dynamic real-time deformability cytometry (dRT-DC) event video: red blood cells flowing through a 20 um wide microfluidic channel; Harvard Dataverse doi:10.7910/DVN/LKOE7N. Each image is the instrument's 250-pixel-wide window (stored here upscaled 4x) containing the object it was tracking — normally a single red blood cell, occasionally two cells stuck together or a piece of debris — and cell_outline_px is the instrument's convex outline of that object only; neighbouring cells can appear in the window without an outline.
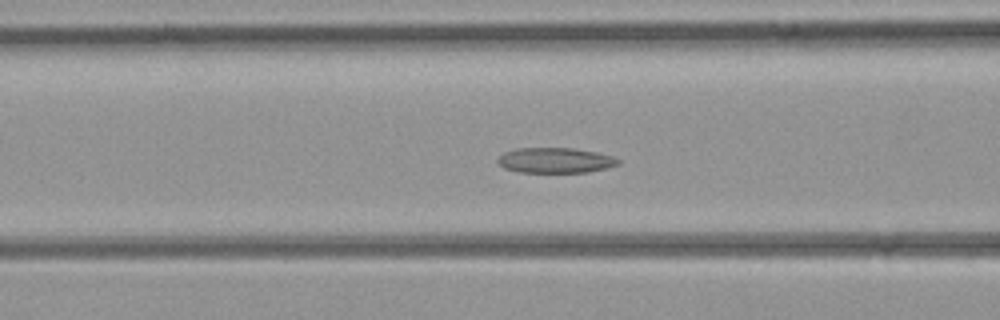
{"species": "common noctule bat (a hibernating species)", "species_latin": "Nyctalus noctula", "temperature_condition": "room temperature", "stored_images_in_passage": 43, "camera_frame_rate_fps": 3000, "um_per_image_px": 0.085, "animal": {"sex": "female", "body_mass_g": 21.9}, "frame": {"image": 1, "passage_image": 17, "time_ms": 5.333, "image_size_px": [1000, 320], "cell_outline_px": [[620, 164], [588, 172], [520, 172], [504, 168], [496, 160], [504, 152], [516, 148], [572, 148], [596, 152], [612, 156], [620, 160]], "centroid_in_image_um": [47.19, 13.62], "position_along_channel_um": 119.4, "area_um2": 17.63}}
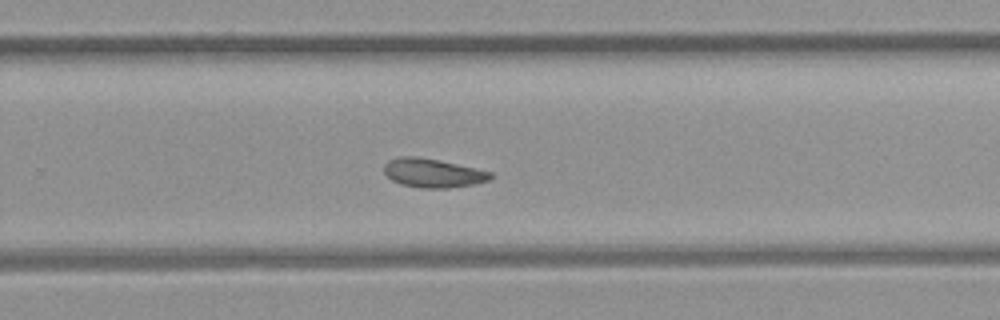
{"frame": {"image": 2, "passage_image": 28, "time_ms": 9.0, "image_size_px": [1000, 320], "cell_outline_px": [[492, 176], [488, 180], [476, 184], [448, 188], [420, 188], [404, 184], [392, 180], [384, 172], [384, 164], [388, 160], [400, 156], [416, 156], [436, 160], [492, 172]], "centroid_in_image_um": [36.77, 14.71], "position_along_channel_um": 293.0, "area_um2": 17.63}}
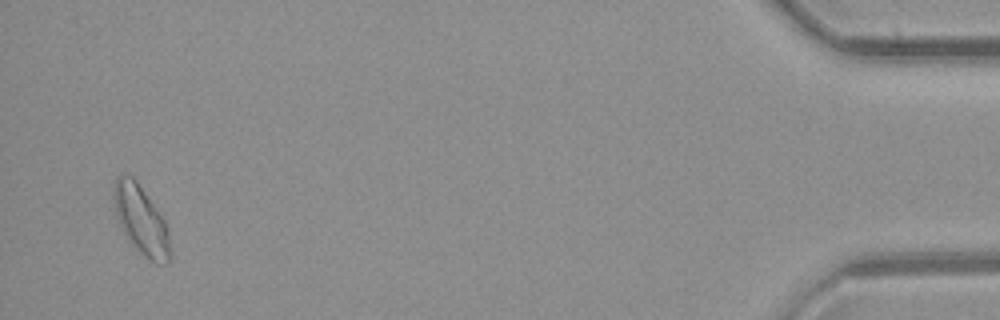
{"frame": {"image": 3, "passage_image": 42, "time_ms": 13.667, "image_size_px": [1000, 320], "cell_outline_px": [[172, 256], [168, 264], [156, 264], [144, 256], [128, 240], [120, 228], [112, 196], [112, 188], [116, 176], [132, 176], [136, 180], [156, 208], [164, 220], [168, 232]], "centroid_in_image_um": [11.99, 18.74], "position_along_channel_um": 423.2, "area_um2": 22.66}}